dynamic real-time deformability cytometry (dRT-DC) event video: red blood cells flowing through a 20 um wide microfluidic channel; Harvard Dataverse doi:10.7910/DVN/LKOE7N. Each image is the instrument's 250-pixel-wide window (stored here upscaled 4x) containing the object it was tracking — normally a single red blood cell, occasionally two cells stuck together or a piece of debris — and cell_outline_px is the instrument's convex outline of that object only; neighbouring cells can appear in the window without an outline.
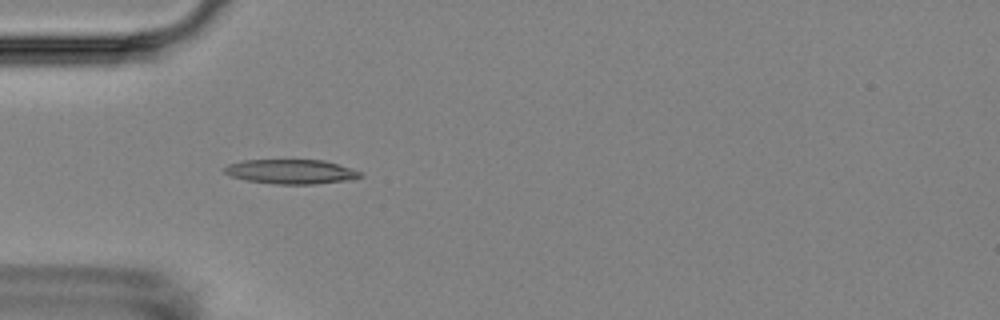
{"species": "Egyptian fruit bat (a non-hibernating species)", "species_latin": "Rousettus aegyptiacus", "temperature_condition": "room temperature", "stored_images_in_passage": 5, "camera_frame_rate_fps": 3000, "um_per_image_px": 0.085, "animal": {"sex": "female"}, "frame": {"image": 1, "passage_image": 4, "time_ms": 3.333, "image_size_px": [1000, 320], "cell_outline_px": [[364, 176], [352, 180], [316, 184], [276, 184], [248, 180], [232, 176], [224, 172], [224, 168], [228, 164], [244, 160], [324, 160], [360, 172]], "centroid_in_image_um": [24.76, 14.59], "position_along_channel_um": 60.2, "area_um2": 19.19}}
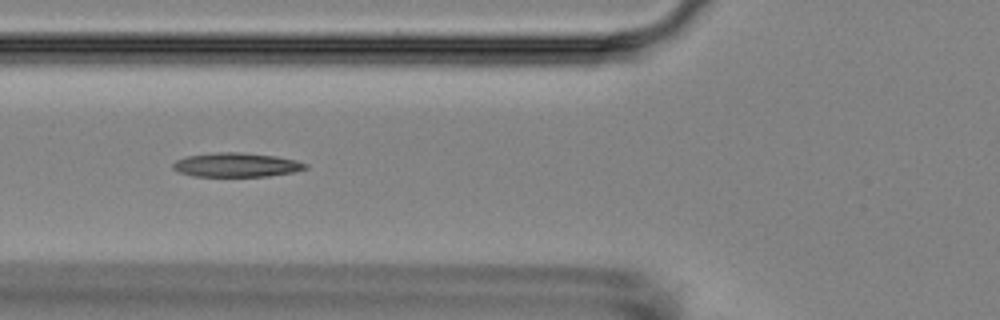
{"frame": {"image": 2, "passage_image": 5, "time_ms": 4.667, "image_size_px": [1000, 320], "cell_outline_px": [[308, 168], [292, 172], [268, 176], [192, 176], [180, 172], [172, 168], [172, 164], [176, 160], [188, 156], [220, 152], [236, 152], [276, 156], [296, 160], [308, 164]], "centroid_in_image_um": [20.1, 14.02], "position_along_channel_um": 105.7, "area_um2": 18.44}}